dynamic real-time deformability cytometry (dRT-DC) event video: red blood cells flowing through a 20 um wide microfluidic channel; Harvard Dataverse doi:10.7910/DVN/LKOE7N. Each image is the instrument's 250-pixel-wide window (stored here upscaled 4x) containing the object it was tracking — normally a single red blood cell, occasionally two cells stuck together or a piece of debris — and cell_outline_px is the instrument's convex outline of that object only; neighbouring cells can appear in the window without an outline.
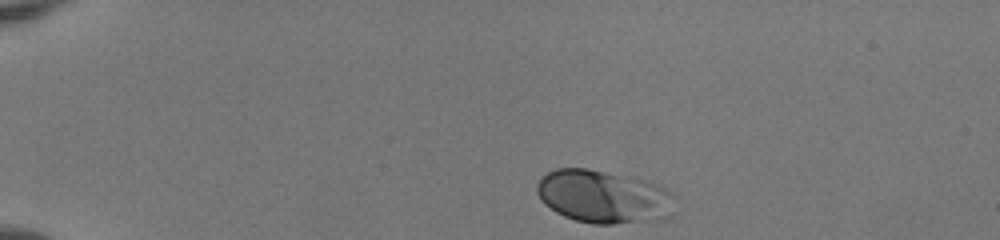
{"species": "human", "species_latin": "Homo sapiens", "temperature_condition": "room temperature", "stored_images_in_passage": 43, "camera_frame_rate_fps": 3000, "um_per_image_px": 0.085, "donor": {"sex": "female"}, "frame": {"image": 1, "passage_image": 1, "time_ms": 0.0, "image_size_px": [1000, 240], "cell_outline_px": [[680, 200], [636, 220], [612, 224], [592, 224], [576, 220], [564, 216], [556, 212], [544, 204], [540, 200], [536, 192], [536, 184], [548, 172], [556, 168], [588, 168], [644, 180], [660, 184], [672, 192]], "centroid_in_image_um": [51.1, 16.64], "position_along_channel_um": 33.9, "area_um2": 40.92}}
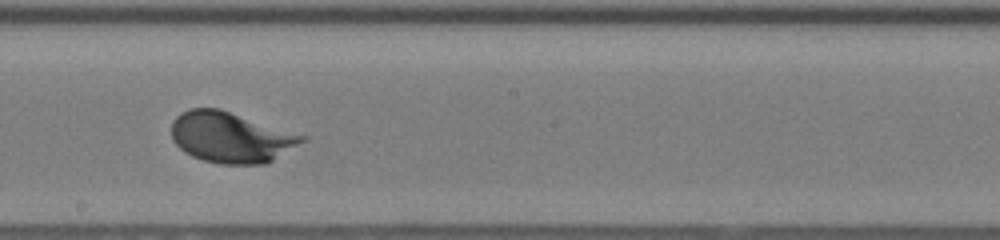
{"frame": {"image": 2, "passage_image": 22, "time_ms": 7.0, "image_size_px": [1000, 240], "cell_outline_px": [[308, 140], [272, 160], [264, 164], [220, 164], [204, 160], [192, 156], [184, 152], [172, 140], [172, 120], [180, 112], [188, 108], [220, 108], [308, 136]], "centroid_in_image_um": [19.63, 11.65], "position_along_channel_um": 228.6, "area_um2": 38.9}}
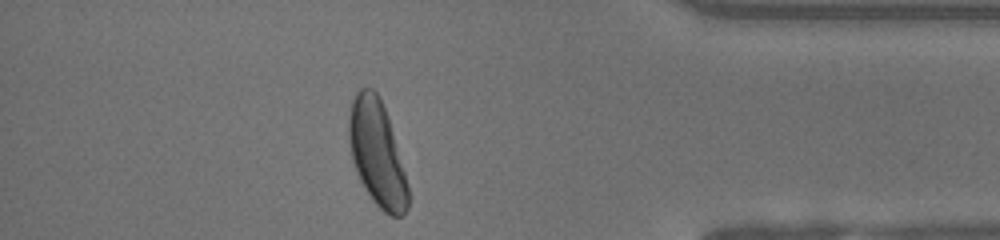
{"frame": {"image": 3, "passage_image": 37, "time_ms": 12.0, "image_size_px": [1000, 240], "cell_outline_px": [[412, 196], [408, 208], [404, 216], [392, 216], [384, 212], [372, 200], [364, 188], [356, 172], [352, 160], [348, 140], [348, 116], [352, 100], [356, 92], [360, 88], [372, 88], [380, 96], [388, 116]], "centroid_in_image_um": [32.06, 13.06], "position_along_channel_um": 403.1, "area_um2": 37.05}, "authors_computed_cell_mechanics": {"area_um2": 38.0324, "velocity_mm_per_s": 3.9421, "shape_relaxation_time_tau1_ms": 1.8809, "shape_relaxation_time_tau2_ms": null, "deformation_change_tau1": 0.1531, "deformation_change_tau2": null}}